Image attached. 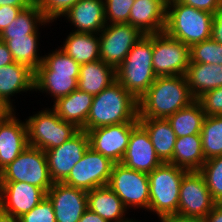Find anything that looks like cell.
<instances>
[{
  "label": "cell",
  "instance_id": "816d5d0a",
  "mask_svg": "<svg viewBox=\"0 0 222 222\" xmlns=\"http://www.w3.org/2000/svg\"><path fill=\"white\" fill-rule=\"evenodd\" d=\"M160 1H162L167 6L172 0H160Z\"/></svg>",
  "mask_w": 222,
  "mask_h": 222
},
{
  "label": "cell",
  "instance_id": "9a60e30c",
  "mask_svg": "<svg viewBox=\"0 0 222 222\" xmlns=\"http://www.w3.org/2000/svg\"><path fill=\"white\" fill-rule=\"evenodd\" d=\"M46 192L26 182H0V209L20 218L32 210Z\"/></svg>",
  "mask_w": 222,
  "mask_h": 222
},
{
  "label": "cell",
  "instance_id": "c3c4849f",
  "mask_svg": "<svg viewBox=\"0 0 222 222\" xmlns=\"http://www.w3.org/2000/svg\"><path fill=\"white\" fill-rule=\"evenodd\" d=\"M78 222H107V221L98 214L87 209Z\"/></svg>",
  "mask_w": 222,
  "mask_h": 222
},
{
  "label": "cell",
  "instance_id": "7402d4cb",
  "mask_svg": "<svg viewBox=\"0 0 222 222\" xmlns=\"http://www.w3.org/2000/svg\"><path fill=\"white\" fill-rule=\"evenodd\" d=\"M93 97L91 94L76 89L69 95L56 99L52 110L62 120L74 124L81 130L86 124Z\"/></svg>",
  "mask_w": 222,
  "mask_h": 222
},
{
  "label": "cell",
  "instance_id": "f907efd6",
  "mask_svg": "<svg viewBox=\"0 0 222 222\" xmlns=\"http://www.w3.org/2000/svg\"><path fill=\"white\" fill-rule=\"evenodd\" d=\"M9 110L3 105V103L0 101V119L4 117Z\"/></svg>",
  "mask_w": 222,
  "mask_h": 222
},
{
  "label": "cell",
  "instance_id": "2e32d148",
  "mask_svg": "<svg viewBox=\"0 0 222 222\" xmlns=\"http://www.w3.org/2000/svg\"><path fill=\"white\" fill-rule=\"evenodd\" d=\"M46 196L53 204L56 222H78L88 209L87 191L64 183H53Z\"/></svg>",
  "mask_w": 222,
  "mask_h": 222
},
{
  "label": "cell",
  "instance_id": "f1b7e54d",
  "mask_svg": "<svg viewBox=\"0 0 222 222\" xmlns=\"http://www.w3.org/2000/svg\"><path fill=\"white\" fill-rule=\"evenodd\" d=\"M38 36L37 30L34 34H29V36L0 40L6 43L14 62L23 64L35 72L43 62V57H39L37 54Z\"/></svg>",
  "mask_w": 222,
  "mask_h": 222
},
{
  "label": "cell",
  "instance_id": "9c48e42d",
  "mask_svg": "<svg viewBox=\"0 0 222 222\" xmlns=\"http://www.w3.org/2000/svg\"><path fill=\"white\" fill-rule=\"evenodd\" d=\"M114 164L110 158L89 147L62 183L85 191L106 186Z\"/></svg>",
  "mask_w": 222,
  "mask_h": 222
},
{
  "label": "cell",
  "instance_id": "8d00e7d4",
  "mask_svg": "<svg viewBox=\"0 0 222 222\" xmlns=\"http://www.w3.org/2000/svg\"><path fill=\"white\" fill-rule=\"evenodd\" d=\"M135 0H104L106 24L129 23V14ZM109 20V22H107Z\"/></svg>",
  "mask_w": 222,
  "mask_h": 222
},
{
  "label": "cell",
  "instance_id": "3957f363",
  "mask_svg": "<svg viewBox=\"0 0 222 222\" xmlns=\"http://www.w3.org/2000/svg\"><path fill=\"white\" fill-rule=\"evenodd\" d=\"M152 61L153 34L143 35L116 69V80L137 100L156 80Z\"/></svg>",
  "mask_w": 222,
  "mask_h": 222
},
{
  "label": "cell",
  "instance_id": "e575fe53",
  "mask_svg": "<svg viewBox=\"0 0 222 222\" xmlns=\"http://www.w3.org/2000/svg\"><path fill=\"white\" fill-rule=\"evenodd\" d=\"M199 172L215 203H222V156L206 160Z\"/></svg>",
  "mask_w": 222,
  "mask_h": 222
},
{
  "label": "cell",
  "instance_id": "6da1fadb",
  "mask_svg": "<svg viewBox=\"0 0 222 222\" xmlns=\"http://www.w3.org/2000/svg\"><path fill=\"white\" fill-rule=\"evenodd\" d=\"M196 100L185 75L156 77L138 100V118H165Z\"/></svg>",
  "mask_w": 222,
  "mask_h": 222
},
{
  "label": "cell",
  "instance_id": "4316f807",
  "mask_svg": "<svg viewBox=\"0 0 222 222\" xmlns=\"http://www.w3.org/2000/svg\"><path fill=\"white\" fill-rule=\"evenodd\" d=\"M205 161L200 134L176 138L170 164L187 171H199Z\"/></svg>",
  "mask_w": 222,
  "mask_h": 222
},
{
  "label": "cell",
  "instance_id": "d4e9b609",
  "mask_svg": "<svg viewBox=\"0 0 222 222\" xmlns=\"http://www.w3.org/2000/svg\"><path fill=\"white\" fill-rule=\"evenodd\" d=\"M88 209L107 222H123L127 211L122 200L108 186L97 187L87 191Z\"/></svg>",
  "mask_w": 222,
  "mask_h": 222
},
{
  "label": "cell",
  "instance_id": "5bb4252c",
  "mask_svg": "<svg viewBox=\"0 0 222 222\" xmlns=\"http://www.w3.org/2000/svg\"><path fill=\"white\" fill-rule=\"evenodd\" d=\"M138 124L139 122H124L88 130L86 132L89 136V145L94 151L115 163H120L125 155L131 131Z\"/></svg>",
  "mask_w": 222,
  "mask_h": 222
},
{
  "label": "cell",
  "instance_id": "30bf717a",
  "mask_svg": "<svg viewBox=\"0 0 222 222\" xmlns=\"http://www.w3.org/2000/svg\"><path fill=\"white\" fill-rule=\"evenodd\" d=\"M108 186L122 200L126 209L130 206L149 209L148 174L115 163Z\"/></svg>",
  "mask_w": 222,
  "mask_h": 222
},
{
  "label": "cell",
  "instance_id": "bcb514c9",
  "mask_svg": "<svg viewBox=\"0 0 222 222\" xmlns=\"http://www.w3.org/2000/svg\"><path fill=\"white\" fill-rule=\"evenodd\" d=\"M161 222H205V220L204 218L184 217L176 214L163 218Z\"/></svg>",
  "mask_w": 222,
  "mask_h": 222
},
{
  "label": "cell",
  "instance_id": "d6a6232c",
  "mask_svg": "<svg viewBox=\"0 0 222 222\" xmlns=\"http://www.w3.org/2000/svg\"><path fill=\"white\" fill-rule=\"evenodd\" d=\"M200 135L206 160L222 156V115L205 116Z\"/></svg>",
  "mask_w": 222,
  "mask_h": 222
},
{
  "label": "cell",
  "instance_id": "5b68a950",
  "mask_svg": "<svg viewBox=\"0 0 222 222\" xmlns=\"http://www.w3.org/2000/svg\"><path fill=\"white\" fill-rule=\"evenodd\" d=\"M187 170L170 163H162L148 174L149 209L160 220L176 215L179 204V191Z\"/></svg>",
  "mask_w": 222,
  "mask_h": 222
},
{
  "label": "cell",
  "instance_id": "1f68e13d",
  "mask_svg": "<svg viewBox=\"0 0 222 222\" xmlns=\"http://www.w3.org/2000/svg\"><path fill=\"white\" fill-rule=\"evenodd\" d=\"M48 22L50 23L51 21L44 17L39 6L34 2L29 7L21 10L16 19L0 33V39L29 36V34H34L38 30L37 25H43Z\"/></svg>",
  "mask_w": 222,
  "mask_h": 222
},
{
  "label": "cell",
  "instance_id": "4fadbf2b",
  "mask_svg": "<svg viewBox=\"0 0 222 222\" xmlns=\"http://www.w3.org/2000/svg\"><path fill=\"white\" fill-rule=\"evenodd\" d=\"M89 147L88 133L79 130L65 143L46 150L48 170L53 183H62Z\"/></svg>",
  "mask_w": 222,
  "mask_h": 222
},
{
  "label": "cell",
  "instance_id": "ffe728a7",
  "mask_svg": "<svg viewBox=\"0 0 222 222\" xmlns=\"http://www.w3.org/2000/svg\"><path fill=\"white\" fill-rule=\"evenodd\" d=\"M62 16L77 27L75 32L98 35L106 26L104 0H78Z\"/></svg>",
  "mask_w": 222,
  "mask_h": 222
},
{
  "label": "cell",
  "instance_id": "7bdbcfd3",
  "mask_svg": "<svg viewBox=\"0 0 222 222\" xmlns=\"http://www.w3.org/2000/svg\"><path fill=\"white\" fill-rule=\"evenodd\" d=\"M211 38L219 44H222V4L214 13Z\"/></svg>",
  "mask_w": 222,
  "mask_h": 222
},
{
  "label": "cell",
  "instance_id": "681fc988",
  "mask_svg": "<svg viewBox=\"0 0 222 222\" xmlns=\"http://www.w3.org/2000/svg\"><path fill=\"white\" fill-rule=\"evenodd\" d=\"M0 222H21L20 218L11 214L5 213L0 209Z\"/></svg>",
  "mask_w": 222,
  "mask_h": 222
},
{
  "label": "cell",
  "instance_id": "836d02e7",
  "mask_svg": "<svg viewBox=\"0 0 222 222\" xmlns=\"http://www.w3.org/2000/svg\"><path fill=\"white\" fill-rule=\"evenodd\" d=\"M36 71H54L55 73L72 74V77H79L80 64L61 49H56L48 56H43V62Z\"/></svg>",
  "mask_w": 222,
  "mask_h": 222
},
{
  "label": "cell",
  "instance_id": "52a82bcc",
  "mask_svg": "<svg viewBox=\"0 0 222 222\" xmlns=\"http://www.w3.org/2000/svg\"><path fill=\"white\" fill-rule=\"evenodd\" d=\"M25 123L28 144L43 151L60 146L80 130L50 109L30 116Z\"/></svg>",
  "mask_w": 222,
  "mask_h": 222
},
{
  "label": "cell",
  "instance_id": "f6af8a7d",
  "mask_svg": "<svg viewBox=\"0 0 222 222\" xmlns=\"http://www.w3.org/2000/svg\"><path fill=\"white\" fill-rule=\"evenodd\" d=\"M204 220L205 222H222V203H216Z\"/></svg>",
  "mask_w": 222,
  "mask_h": 222
},
{
  "label": "cell",
  "instance_id": "83f0119b",
  "mask_svg": "<svg viewBox=\"0 0 222 222\" xmlns=\"http://www.w3.org/2000/svg\"><path fill=\"white\" fill-rule=\"evenodd\" d=\"M96 36L93 33L70 32L61 50L80 65L99 60L100 42Z\"/></svg>",
  "mask_w": 222,
  "mask_h": 222
},
{
  "label": "cell",
  "instance_id": "74e56055",
  "mask_svg": "<svg viewBox=\"0 0 222 222\" xmlns=\"http://www.w3.org/2000/svg\"><path fill=\"white\" fill-rule=\"evenodd\" d=\"M21 222H56L53 204L50 199L45 198L32 210L20 217Z\"/></svg>",
  "mask_w": 222,
  "mask_h": 222
},
{
  "label": "cell",
  "instance_id": "d6986e66",
  "mask_svg": "<svg viewBox=\"0 0 222 222\" xmlns=\"http://www.w3.org/2000/svg\"><path fill=\"white\" fill-rule=\"evenodd\" d=\"M129 24L144 35L164 32L166 5L160 0H135L130 10Z\"/></svg>",
  "mask_w": 222,
  "mask_h": 222
},
{
  "label": "cell",
  "instance_id": "cb8c5ba5",
  "mask_svg": "<svg viewBox=\"0 0 222 222\" xmlns=\"http://www.w3.org/2000/svg\"><path fill=\"white\" fill-rule=\"evenodd\" d=\"M116 81V69L101 59L80 65L77 89L93 96Z\"/></svg>",
  "mask_w": 222,
  "mask_h": 222
},
{
  "label": "cell",
  "instance_id": "4dcf8cb0",
  "mask_svg": "<svg viewBox=\"0 0 222 222\" xmlns=\"http://www.w3.org/2000/svg\"><path fill=\"white\" fill-rule=\"evenodd\" d=\"M205 113L200 103L194 100L187 107L178 110L167 118L176 137L200 134Z\"/></svg>",
  "mask_w": 222,
  "mask_h": 222
},
{
  "label": "cell",
  "instance_id": "277c9868",
  "mask_svg": "<svg viewBox=\"0 0 222 222\" xmlns=\"http://www.w3.org/2000/svg\"><path fill=\"white\" fill-rule=\"evenodd\" d=\"M172 7V8H171ZM214 14L172 0L166 6L164 32L191 47L211 38Z\"/></svg>",
  "mask_w": 222,
  "mask_h": 222
},
{
  "label": "cell",
  "instance_id": "d590c367",
  "mask_svg": "<svg viewBox=\"0 0 222 222\" xmlns=\"http://www.w3.org/2000/svg\"><path fill=\"white\" fill-rule=\"evenodd\" d=\"M190 63L222 65V44L212 38L190 47Z\"/></svg>",
  "mask_w": 222,
  "mask_h": 222
},
{
  "label": "cell",
  "instance_id": "f546056e",
  "mask_svg": "<svg viewBox=\"0 0 222 222\" xmlns=\"http://www.w3.org/2000/svg\"><path fill=\"white\" fill-rule=\"evenodd\" d=\"M79 77L54 71H35L34 89L51 93L54 99L69 95L77 89Z\"/></svg>",
  "mask_w": 222,
  "mask_h": 222
},
{
  "label": "cell",
  "instance_id": "44dd1931",
  "mask_svg": "<svg viewBox=\"0 0 222 222\" xmlns=\"http://www.w3.org/2000/svg\"><path fill=\"white\" fill-rule=\"evenodd\" d=\"M31 89L34 90V72L27 66L14 62L0 67V101L9 111H14L10 96Z\"/></svg>",
  "mask_w": 222,
  "mask_h": 222
},
{
  "label": "cell",
  "instance_id": "7c38bea8",
  "mask_svg": "<svg viewBox=\"0 0 222 222\" xmlns=\"http://www.w3.org/2000/svg\"><path fill=\"white\" fill-rule=\"evenodd\" d=\"M215 204L202 174L187 171L180 185L177 215L205 218Z\"/></svg>",
  "mask_w": 222,
  "mask_h": 222
},
{
  "label": "cell",
  "instance_id": "7dc6e473",
  "mask_svg": "<svg viewBox=\"0 0 222 222\" xmlns=\"http://www.w3.org/2000/svg\"><path fill=\"white\" fill-rule=\"evenodd\" d=\"M35 0H0V6L10 5L20 7L22 10L29 7Z\"/></svg>",
  "mask_w": 222,
  "mask_h": 222
},
{
  "label": "cell",
  "instance_id": "7a4b0ae2",
  "mask_svg": "<svg viewBox=\"0 0 222 222\" xmlns=\"http://www.w3.org/2000/svg\"><path fill=\"white\" fill-rule=\"evenodd\" d=\"M138 122V100L117 80L93 97L84 131L98 127Z\"/></svg>",
  "mask_w": 222,
  "mask_h": 222
},
{
  "label": "cell",
  "instance_id": "e0dca14e",
  "mask_svg": "<svg viewBox=\"0 0 222 222\" xmlns=\"http://www.w3.org/2000/svg\"><path fill=\"white\" fill-rule=\"evenodd\" d=\"M120 163L146 174L162 164L156 155L149 134L140 124L131 131L125 155Z\"/></svg>",
  "mask_w": 222,
  "mask_h": 222
},
{
  "label": "cell",
  "instance_id": "ee69618b",
  "mask_svg": "<svg viewBox=\"0 0 222 222\" xmlns=\"http://www.w3.org/2000/svg\"><path fill=\"white\" fill-rule=\"evenodd\" d=\"M14 63L11 52L5 42L0 40V67H4Z\"/></svg>",
  "mask_w": 222,
  "mask_h": 222
},
{
  "label": "cell",
  "instance_id": "603a6c76",
  "mask_svg": "<svg viewBox=\"0 0 222 222\" xmlns=\"http://www.w3.org/2000/svg\"><path fill=\"white\" fill-rule=\"evenodd\" d=\"M138 122L149 134L161 162L169 163L177 138L170 122L165 118H138Z\"/></svg>",
  "mask_w": 222,
  "mask_h": 222
},
{
  "label": "cell",
  "instance_id": "f5cc1de1",
  "mask_svg": "<svg viewBox=\"0 0 222 222\" xmlns=\"http://www.w3.org/2000/svg\"><path fill=\"white\" fill-rule=\"evenodd\" d=\"M133 219H131V220H127V219H125V221H123V222H136V221H132ZM138 222V221H137Z\"/></svg>",
  "mask_w": 222,
  "mask_h": 222
},
{
  "label": "cell",
  "instance_id": "ba28073f",
  "mask_svg": "<svg viewBox=\"0 0 222 222\" xmlns=\"http://www.w3.org/2000/svg\"><path fill=\"white\" fill-rule=\"evenodd\" d=\"M190 47L165 32L153 34V71L157 77L185 75Z\"/></svg>",
  "mask_w": 222,
  "mask_h": 222
},
{
  "label": "cell",
  "instance_id": "b9f144b4",
  "mask_svg": "<svg viewBox=\"0 0 222 222\" xmlns=\"http://www.w3.org/2000/svg\"><path fill=\"white\" fill-rule=\"evenodd\" d=\"M21 10L20 7L10 5L0 6V33L16 19Z\"/></svg>",
  "mask_w": 222,
  "mask_h": 222
},
{
  "label": "cell",
  "instance_id": "484cf974",
  "mask_svg": "<svg viewBox=\"0 0 222 222\" xmlns=\"http://www.w3.org/2000/svg\"><path fill=\"white\" fill-rule=\"evenodd\" d=\"M195 99L203 93L222 86V65L190 63L185 74Z\"/></svg>",
  "mask_w": 222,
  "mask_h": 222
},
{
  "label": "cell",
  "instance_id": "8992f818",
  "mask_svg": "<svg viewBox=\"0 0 222 222\" xmlns=\"http://www.w3.org/2000/svg\"><path fill=\"white\" fill-rule=\"evenodd\" d=\"M26 182L43 189L52 187L45 151L28 145L0 172V182Z\"/></svg>",
  "mask_w": 222,
  "mask_h": 222
},
{
  "label": "cell",
  "instance_id": "60d3db41",
  "mask_svg": "<svg viewBox=\"0 0 222 222\" xmlns=\"http://www.w3.org/2000/svg\"><path fill=\"white\" fill-rule=\"evenodd\" d=\"M179 2L194 7L198 10L215 13L222 4V0H178Z\"/></svg>",
  "mask_w": 222,
  "mask_h": 222
},
{
  "label": "cell",
  "instance_id": "8fae6325",
  "mask_svg": "<svg viewBox=\"0 0 222 222\" xmlns=\"http://www.w3.org/2000/svg\"><path fill=\"white\" fill-rule=\"evenodd\" d=\"M100 33V59L115 69L144 35L129 23H107Z\"/></svg>",
  "mask_w": 222,
  "mask_h": 222
},
{
  "label": "cell",
  "instance_id": "f35d334b",
  "mask_svg": "<svg viewBox=\"0 0 222 222\" xmlns=\"http://www.w3.org/2000/svg\"><path fill=\"white\" fill-rule=\"evenodd\" d=\"M78 0H35L48 21L61 17Z\"/></svg>",
  "mask_w": 222,
  "mask_h": 222
},
{
  "label": "cell",
  "instance_id": "ac0fdd59",
  "mask_svg": "<svg viewBox=\"0 0 222 222\" xmlns=\"http://www.w3.org/2000/svg\"><path fill=\"white\" fill-rule=\"evenodd\" d=\"M13 112L0 119V172L29 145L26 123Z\"/></svg>",
  "mask_w": 222,
  "mask_h": 222
},
{
  "label": "cell",
  "instance_id": "ab89813d",
  "mask_svg": "<svg viewBox=\"0 0 222 222\" xmlns=\"http://www.w3.org/2000/svg\"><path fill=\"white\" fill-rule=\"evenodd\" d=\"M196 100L206 116L222 115V86L203 93Z\"/></svg>",
  "mask_w": 222,
  "mask_h": 222
}]
</instances>
